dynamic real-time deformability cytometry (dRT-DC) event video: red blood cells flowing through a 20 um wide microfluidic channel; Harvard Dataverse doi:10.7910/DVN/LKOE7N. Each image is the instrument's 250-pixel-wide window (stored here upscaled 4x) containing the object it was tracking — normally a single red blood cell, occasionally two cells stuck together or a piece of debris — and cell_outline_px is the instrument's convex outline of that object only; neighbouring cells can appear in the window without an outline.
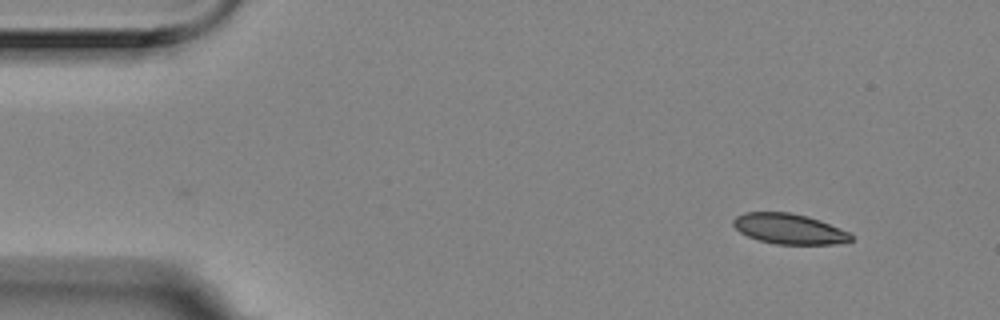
{"species": "Egyptian fruit bat (a non-hibernating species)", "species_latin": "Rousettus aegyptiacus", "temperature_condition": "room temperature", "stored_images_in_passage": 2, "camera_frame_rate_fps": 3000, "um_per_image_px": 0.085, "animal": {"sex": "female"}, "frame": {"image": 1, "passage_image": 2, "time_ms": 0.333, "image_size_px": [1000, 320], "cell_outline_px": [[852, 240], [836, 244], [776, 244], [760, 240], [748, 236], [740, 232], [732, 224], [732, 220], [736, 216], [744, 212], [792, 212], [808, 216], [820, 220], [848, 232], [852, 236]], "centroid_in_image_um": [67.05, 19.44], "position_along_channel_um": 17.9, "area_um2": 20.75}}